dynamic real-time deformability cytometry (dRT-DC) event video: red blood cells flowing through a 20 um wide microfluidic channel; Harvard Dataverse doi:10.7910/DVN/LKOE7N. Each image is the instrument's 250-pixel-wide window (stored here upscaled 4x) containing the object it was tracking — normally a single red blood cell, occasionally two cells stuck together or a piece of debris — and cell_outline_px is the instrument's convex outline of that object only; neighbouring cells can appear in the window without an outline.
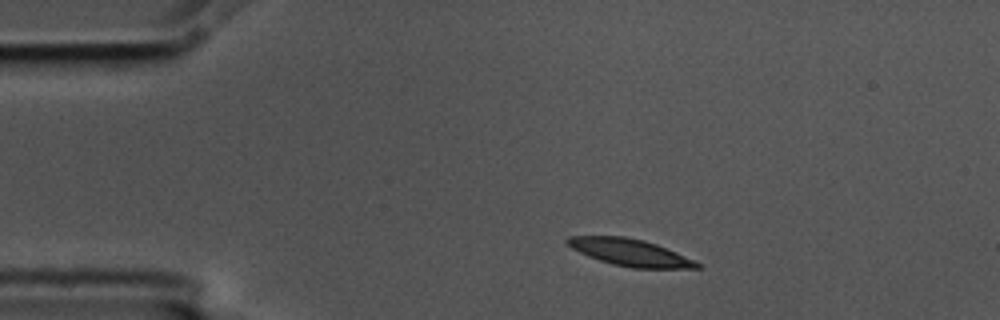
{"species": "common noctule bat (a hibernating species)", "species_latin": "Nyctalus noctula", "temperature_condition": "cold", "stored_images_in_passage": 5, "camera_frame_rate_fps": 3000, "um_per_image_px": 0.085, "animal": {"sex": "male", "body_mass_g": 17.5, "forearm_length_mm": 52.3}, "frame": {"image": 1, "passage_image": 1, "time_ms": 0.0, "image_size_px": [1000, 320], "cell_outline_px": [[704, 264], [700, 268], [632, 268], [612, 264], [588, 256], [564, 244], [564, 240], [568, 236], [624, 236], [644, 240], [656, 244], [676, 252]], "centroid_in_image_um": [53.55, 21.45], "position_along_channel_um": 31.5, "area_um2": 20.46}}
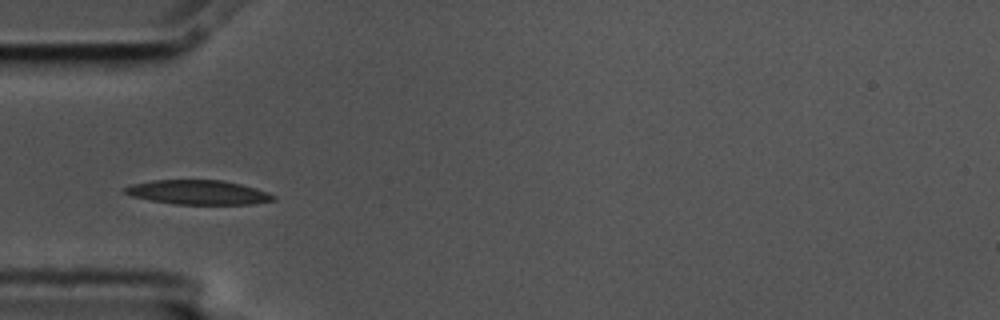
{"frame": {"image": 2, "passage_image": 3, "time_ms": 0.667, "image_size_px": [1000, 320], "cell_outline_px": [[276, 200], [248, 204], [176, 204], [152, 200], [132, 196], [124, 192], [120, 188], [132, 184], [152, 180], [224, 180], [256, 188], [268, 192], [276, 196]], "centroid_in_image_um": [16.84, 16.34], "position_along_channel_um": 68.2, "area_um2": 21.04}}